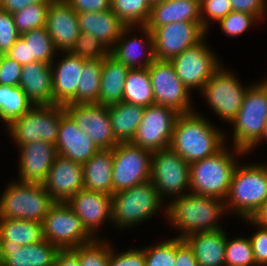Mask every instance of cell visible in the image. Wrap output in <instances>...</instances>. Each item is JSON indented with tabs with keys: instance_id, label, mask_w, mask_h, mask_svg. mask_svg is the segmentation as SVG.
I'll list each match as a JSON object with an SVG mask.
<instances>
[{
	"instance_id": "49",
	"label": "cell",
	"mask_w": 267,
	"mask_h": 266,
	"mask_svg": "<svg viewBox=\"0 0 267 266\" xmlns=\"http://www.w3.org/2000/svg\"><path fill=\"white\" fill-rule=\"evenodd\" d=\"M260 229L250 237L253 257L256 266H267V228L258 226Z\"/></svg>"
},
{
	"instance_id": "21",
	"label": "cell",
	"mask_w": 267,
	"mask_h": 266,
	"mask_svg": "<svg viewBox=\"0 0 267 266\" xmlns=\"http://www.w3.org/2000/svg\"><path fill=\"white\" fill-rule=\"evenodd\" d=\"M19 182L43 183L57 156L55 145L35 141L19 147Z\"/></svg>"
},
{
	"instance_id": "25",
	"label": "cell",
	"mask_w": 267,
	"mask_h": 266,
	"mask_svg": "<svg viewBox=\"0 0 267 266\" xmlns=\"http://www.w3.org/2000/svg\"><path fill=\"white\" fill-rule=\"evenodd\" d=\"M19 86L33 105L53 104L51 64L35 61L23 65Z\"/></svg>"
},
{
	"instance_id": "29",
	"label": "cell",
	"mask_w": 267,
	"mask_h": 266,
	"mask_svg": "<svg viewBox=\"0 0 267 266\" xmlns=\"http://www.w3.org/2000/svg\"><path fill=\"white\" fill-rule=\"evenodd\" d=\"M183 21L201 22L200 0H167L154 3L146 27Z\"/></svg>"
},
{
	"instance_id": "3",
	"label": "cell",
	"mask_w": 267,
	"mask_h": 266,
	"mask_svg": "<svg viewBox=\"0 0 267 266\" xmlns=\"http://www.w3.org/2000/svg\"><path fill=\"white\" fill-rule=\"evenodd\" d=\"M267 121V80L248 86L235 119L233 145L238 154H247L260 143Z\"/></svg>"
},
{
	"instance_id": "5",
	"label": "cell",
	"mask_w": 267,
	"mask_h": 266,
	"mask_svg": "<svg viewBox=\"0 0 267 266\" xmlns=\"http://www.w3.org/2000/svg\"><path fill=\"white\" fill-rule=\"evenodd\" d=\"M228 151L224 146L214 155L190 164L192 193L225 200L238 157Z\"/></svg>"
},
{
	"instance_id": "32",
	"label": "cell",
	"mask_w": 267,
	"mask_h": 266,
	"mask_svg": "<svg viewBox=\"0 0 267 266\" xmlns=\"http://www.w3.org/2000/svg\"><path fill=\"white\" fill-rule=\"evenodd\" d=\"M144 111L145 107L128 102L108 106L112 133L118 143L133 140Z\"/></svg>"
},
{
	"instance_id": "22",
	"label": "cell",
	"mask_w": 267,
	"mask_h": 266,
	"mask_svg": "<svg viewBox=\"0 0 267 266\" xmlns=\"http://www.w3.org/2000/svg\"><path fill=\"white\" fill-rule=\"evenodd\" d=\"M57 155L84 164L99 151L89 136L65 113L60 120L55 144Z\"/></svg>"
},
{
	"instance_id": "52",
	"label": "cell",
	"mask_w": 267,
	"mask_h": 266,
	"mask_svg": "<svg viewBox=\"0 0 267 266\" xmlns=\"http://www.w3.org/2000/svg\"><path fill=\"white\" fill-rule=\"evenodd\" d=\"M175 266H198L193 249L181 238L176 237Z\"/></svg>"
},
{
	"instance_id": "40",
	"label": "cell",
	"mask_w": 267,
	"mask_h": 266,
	"mask_svg": "<svg viewBox=\"0 0 267 266\" xmlns=\"http://www.w3.org/2000/svg\"><path fill=\"white\" fill-rule=\"evenodd\" d=\"M103 241L95 238L71 249L78 256L81 266H109L110 244Z\"/></svg>"
},
{
	"instance_id": "48",
	"label": "cell",
	"mask_w": 267,
	"mask_h": 266,
	"mask_svg": "<svg viewBox=\"0 0 267 266\" xmlns=\"http://www.w3.org/2000/svg\"><path fill=\"white\" fill-rule=\"evenodd\" d=\"M118 254V255H117ZM110 247L109 266H145V248L117 253Z\"/></svg>"
},
{
	"instance_id": "58",
	"label": "cell",
	"mask_w": 267,
	"mask_h": 266,
	"mask_svg": "<svg viewBox=\"0 0 267 266\" xmlns=\"http://www.w3.org/2000/svg\"><path fill=\"white\" fill-rule=\"evenodd\" d=\"M161 1H167V0H151V2L154 4V3H157V2H161Z\"/></svg>"
},
{
	"instance_id": "24",
	"label": "cell",
	"mask_w": 267,
	"mask_h": 266,
	"mask_svg": "<svg viewBox=\"0 0 267 266\" xmlns=\"http://www.w3.org/2000/svg\"><path fill=\"white\" fill-rule=\"evenodd\" d=\"M131 28L132 26H126L123 29L120 37L109 50V53L129 69L147 68L155 60L152 32L146 26H139L145 37L137 38V36L134 35L132 38L130 37V39L126 38ZM144 38L146 42L143 41ZM144 48L146 50L148 49L146 54L141 52V49L144 50ZM145 55H147V57ZM140 56H145L143 59L144 61H141Z\"/></svg>"
},
{
	"instance_id": "41",
	"label": "cell",
	"mask_w": 267,
	"mask_h": 266,
	"mask_svg": "<svg viewBox=\"0 0 267 266\" xmlns=\"http://www.w3.org/2000/svg\"><path fill=\"white\" fill-rule=\"evenodd\" d=\"M255 266L249 237L228 239L225 247V266Z\"/></svg>"
},
{
	"instance_id": "39",
	"label": "cell",
	"mask_w": 267,
	"mask_h": 266,
	"mask_svg": "<svg viewBox=\"0 0 267 266\" xmlns=\"http://www.w3.org/2000/svg\"><path fill=\"white\" fill-rule=\"evenodd\" d=\"M48 7L49 2H42L13 13L18 34L22 35L32 29L46 26Z\"/></svg>"
},
{
	"instance_id": "12",
	"label": "cell",
	"mask_w": 267,
	"mask_h": 266,
	"mask_svg": "<svg viewBox=\"0 0 267 266\" xmlns=\"http://www.w3.org/2000/svg\"><path fill=\"white\" fill-rule=\"evenodd\" d=\"M219 67L203 86L201 92L217 115L231 123L242 107L248 87H243L228 69Z\"/></svg>"
},
{
	"instance_id": "44",
	"label": "cell",
	"mask_w": 267,
	"mask_h": 266,
	"mask_svg": "<svg viewBox=\"0 0 267 266\" xmlns=\"http://www.w3.org/2000/svg\"><path fill=\"white\" fill-rule=\"evenodd\" d=\"M258 19L249 13L232 10L219 21L222 31L228 36H239L249 29Z\"/></svg>"
},
{
	"instance_id": "18",
	"label": "cell",
	"mask_w": 267,
	"mask_h": 266,
	"mask_svg": "<svg viewBox=\"0 0 267 266\" xmlns=\"http://www.w3.org/2000/svg\"><path fill=\"white\" fill-rule=\"evenodd\" d=\"M43 186L55 202H66L84 188L83 164L57 155Z\"/></svg>"
},
{
	"instance_id": "33",
	"label": "cell",
	"mask_w": 267,
	"mask_h": 266,
	"mask_svg": "<svg viewBox=\"0 0 267 266\" xmlns=\"http://www.w3.org/2000/svg\"><path fill=\"white\" fill-rule=\"evenodd\" d=\"M42 240V223L0 217V246H26Z\"/></svg>"
},
{
	"instance_id": "36",
	"label": "cell",
	"mask_w": 267,
	"mask_h": 266,
	"mask_svg": "<svg viewBox=\"0 0 267 266\" xmlns=\"http://www.w3.org/2000/svg\"><path fill=\"white\" fill-rule=\"evenodd\" d=\"M103 60H84L76 91V104L97 103Z\"/></svg>"
},
{
	"instance_id": "45",
	"label": "cell",
	"mask_w": 267,
	"mask_h": 266,
	"mask_svg": "<svg viewBox=\"0 0 267 266\" xmlns=\"http://www.w3.org/2000/svg\"><path fill=\"white\" fill-rule=\"evenodd\" d=\"M200 6L201 25L206 31H208L209 19L219 22L232 11L230 0H200Z\"/></svg>"
},
{
	"instance_id": "38",
	"label": "cell",
	"mask_w": 267,
	"mask_h": 266,
	"mask_svg": "<svg viewBox=\"0 0 267 266\" xmlns=\"http://www.w3.org/2000/svg\"><path fill=\"white\" fill-rule=\"evenodd\" d=\"M20 37L28 44L29 63L39 61L51 64L57 52L46 26L32 29Z\"/></svg>"
},
{
	"instance_id": "4",
	"label": "cell",
	"mask_w": 267,
	"mask_h": 266,
	"mask_svg": "<svg viewBox=\"0 0 267 266\" xmlns=\"http://www.w3.org/2000/svg\"><path fill=\"white\" fill-rule=\"evenodd\" d=\"M266 200L267 165L237 164L224 200L225 209H232L243 219L251 218Z\"/></svg>"
},
{
	"instance_id": "30",
	"label": "cell",
	"mask_w": 267,
	"mask_h": 266,
	"mask_svg": "<svg viewBox=\"0 0 267 266\" xmlns=\"http://www.w3.org/2000/svg\"><path fill=\"white\" fill-rule=\"evenodd\" d=\"M129 70L110 53L103 59L97 104L109 106L123 102L126 76Z\"/></svg>"
},
{
	"instance_id": "53",
	"label": "cell",
	"mask_w": 267,
	"mask_h": 266,
	"mask_svg": "<svg viewBox=\"0 0 267 266\" xmlns=\"http://www.w3.org/2000/svg\"><path fill=\"white\" fill-rule=\"evenodd\" d=\"M6 55L22 66L26 65L29 63L28 44H26L25 41L19 37Z\"/></svg>"
},
{
	"instance_id": "46",
	"label": "cell",
	"mask_w": 267,
	"mask_h": 266,
	"mask_svg": "<svg viewBox=\"0 0 267 266\" xmlns=\"http://www.w3.org/2000/svg\"><path fill=\"white\" fill-rule=\"evenodd\" d=\"M19 37L13 15L0 8V54H6Z\"/></svg>"
},
{
	"instance_id": "7",
	"label": "cell",
	"mask_w": 267,
	"mask_h": 266,
	"mask_svg": "<svg viewBox=\"0 0 267 266\" xmlns=\"http://www.w3.org/2000/svg\"><path fill=\"white\" fill-rule=\"evenodd\" d=\"M162 200L149 180L111 195L112 222L118 228L131 227L154 216ZM161 206V207H160Z\"/></svg>"
},
{
	"instance_id": "27",
	"label": "cell",
	"mask_w": 267,
	"mask_h": 266,
	"mask_svg": "<svg viewBox=\"0 0 267 266\" xmlns=\"http://www.w3.org/2000/svg\"><path fill=\"white\" fill-rule=\"evenodd\" d=\"M81 32H88L109 50L114 46L126 25L109 10L77 13Z\"/></svg>"
},
{
	"instance_id": "28",
	"label": "cell",
	"mask_w": 267,
	"mask_h": 266,
	"mask_svg": "<svg viewBox=\"0 0 267 266\" xmlns=\"http://www.w3.org/2000/svg\"><path fill=\"white\" fill-rule=\"evenodd\" d=\"M184 240L193 249L198 266H225L227 236L223 229L193 233Z\"/></svg>"
},
{
	"instance_id": "37",
	"label": "cell",
	"mask_w": 267,
	"mask_h": 266,
	"mask_svg": "<svg viewBox=\"0 0 267 266\" xmlns=\"http://www.w3.org/2000/svg\"><path fill=\"white\" fill-rule=\"evenodd\" d=\"M153 3L151 0H111V10L126 25L146 26Z\"/></svg>"
},
{
	"instance_id": "1",
	"label": "cell",
	"mask_w": 267,
	"mask_h": 266,
	"mask_svg": "<svg viewBox=\"0 0 267 266\" xmlns=\"http://www.w3.org/2000/svg\"><path fill=\"white\" fill-rule=\"evenodd\" d=\"M224 134L201 114H180L175 123L170 148L188 164L210 157L224 147Z\"/></svg>"
},
{
	"instance_id": "56",
	"label": "cell",
	"mask_w": 267,
	"mask_h": 266,
	"mask_svg": "<svg viewBox=\"0 0 267 266\" xmlns=\"http://www.w3.org/2000/svg\"><path fill=\"white\" fill-rule=\"evenodd\" d=\"M246 220L249 221V223H253L255 226L267 228V200L259 207L251 218H246Z\"/></svg>"
},
{
	"instance_id": "57",
	"label": "cell",
	"mask_w": 267,
	"mask_h": 266,
	"mask_svg": "<svg viewBox=\"0 0 267 266\" xmlns=\"http://www.w3.org/2000/svg\"><path fill=\"white\" fill-rule=\"evenodd\" d=\"M266 139L267 140V121H266V123H265V127H264V132H263V137H262V139Z\"/></svg>"
},
{
	"instance_id": "15",
	"label": "cell",
	"mask_w": 267,
	"mask_h": 266,
	"mask_svg": "<svg viewBox=\"0 0 267 266\" xmlns=\"http://www.w3.org/2000/svg\"><path fill=\"white\" fill-rule=\"evenodd\" d=\"M147 28L152 32L155 59L167 61L195 46L208 33L201 22L183 21Z\"/></svg>"
},
{
	"instance_id": "10",
	"label": "cell",
	"mask_w": 267,
	"mask_h": 266,
	"mask_svg": "<svg viewBox=\"0 0 267 266\" xmlns=\"http://www.w3.org/2000/svg\"><path fill=\"white\" fill-rule=\"evenodd\" d=\"M152 153L131 142L113 148L112 194L150 180Z\"/></svg>"
},
{
	"instance_id": "19",
	"label": "cell",
	"mask_w": 267,
	"mask_h": 266,
	"mask_svg": "<svg viewBox=\"0 0 267 266\" xmlns=\"http://www.w3.org/2000/svg\"><path fill=\"white\" fill-rule=\"evenodd\" d=\"M46 29L58 52L71 50L81 31L77 13L66 0H50Z\"/></svg>"
},
{
	"instance_id": "23",
	"label": "cell",
	"mask_w": 267,
	"mask_h": 266,
	"mask_svg": "<svg viewBox=\"0 0 267 266\" xmlns=\"http://www.w3.org/2000/svg\"><path fill=\"white\" fill-rule=\"evenodd\" d=\"M66 53L56 66L51 63L53 104L62 106L76 104V91L84 65V59Z\"/></svg>"
},
{
	"instance_id": "47",
	"label": "cell",
	"mask_w": 267,
	"mask_h": 266,
	"mask_svg": "<svg viewBox=\"0 0 267 266\" xmlns=\"http://www.w3.org/2000/svg\"><path fill=\"white\" fill-rule=\"evenodd\" d=\"M22 65L6 54H0V85L18 86Z\"/></svg>"
},
{
	"instance_id": "54",
	"label": "cell",
	"mask_w": 267,
	"mask_h": 266,
	"mask_svg": "<svg viewBox=\"0 0 267 266\" xmlns=\"http://www.w3.org/2000/svg\"><path fill=\"white\" fill-rule=\"evenodd\" d=\"M42 2H50V0H2L0 3V8L4 11H8L9 13L13 14L30 5Z\"/></svg>"
},
{
	"instance_id": "17",
	"label": "cell",
	"mask_w": 267,
	"mask_h": 266,
	"mask_svg": "<svg viewBox=\"0 0 267 266\" xmlns=\"http://www.w3.org/2000/svg\"><path fill=\"white\" fill-rule=\"evenodd\" d=\"M64 109L99 150L113 149L118 144L112 133L108 106L97 103L68 104Z\"/></svg>"
},
{
	"instance_id": "20",
	"label": "cell",
	"mask_w": 267,
	"mask_h": 266,
	"mask_svg": "<svg viewBox=\"0 0 267 266\" xmlns=\"http://www.w3.org/2000/svg\"><path fill=\"white\" fill-rule=\"evenodd\" d=\"M66 203L93 237L104 221H112L111 195L83 188Z\"/></svg>"
},
{
	"instance_id": "35",
	"label": "cell",
	"mask_w": 267,
	"mask_h": 266,
	"mask_svg": "<svg viewBox=\"0 0 267 266\" xmlns=\"http://www.w3.org/2000/svg\"><path fill=\"white\" fill-rule=\"evenodd\" d=\"M33 106L19 85H0V118L7 126Z\"/></svg>"
},
{
	"instance_id": "31",
	"label": "cell",
	"mask_w": 267,
	"mask_h": 266,
	"mask_svg": "<svg viewBox=\"0 0 267 266\" xmlns=\"http://www.w3.org/2000/svg\"><path fill=\"white\" fill-rule=\"evenodd\" d=\"M113 149H100L83 164L84 188L112 195Z\"/></svg>"
},
{
	"instance_id": "50",
	"label": "cell",
	"mask_w": 267,
	"mask_h": 266,
	"mask_svg": "<svg viewBox=\"0 0 267 266\" xmlns=\"http://www.w3.org/2000/svg\"><path fill=\"white\" fill-rule=\"evenodd\" d=\"M232 10L246 12L254 15L258 20L260 17L263 18L266 12V1L265 0H230Z\"/></svg>"
},
{
	"instance_id": "14",
	"label": "cell",
	"mask_w": 267,
	"mask_h": 266,
	"mask_svg": "<svg viewBox=\"0 0 267 266\" xmlns=\"http://www.w3.org/2000/svg\"><path fill=\"white\" fill-rule=\"evenodd\" d=\"M179 115L174 109L160 104L145 107L142 121L131 143L152 152L170 148Z\"/></svg>"
},
{
	"instance_id": "13",
	"label": "cell",
	"mask_w": 267,
	"mask_h": 266,
	"mask_svg": "<svg viewBox=\"0 0 267 266\" xmlns=\"http://www.w3.org/2000/svg\"><path fill=\"white\" fill-rule=\"evenodd\" d=\"M147 69L155 104L170 107L179 114L194 112L190 91L176 75L171 61L155 59Z\"/></svg>"
},
{
	"instance_id": "26",
	"label": "cell",
	"mask_w": 267,
	"mask_h": 266,
	"mask_svg": "<svg viewBox=\"0 0 267 266\" xmlns=\"http://www.w3.org/2000/svg\"><path fill=\"white\" fill-rule=\"evenodd\" d=\"M59 249L43 239L26 246H0L1 266H53Z\"/></svg>"
},
{
	"instance_id": "43",
	"label": "cell",
	"mask_w": 267,
	"mask_h": 266,
	"mask_svg": "<svg viewBox=\"0 0 267 266\" xmlns=\"http://www.w3.org/2000/svg\"><path fill=\"white\" fill-rule=\"evenodd\" d=\"M145 266H175L176 237L145 248Z\"/></svg>"
},
{
	"instance_id": "34",
	"label": "cell",
	"mask_w": 267,
	"mask_h": 266,
	"mask_svg": "<svg viewBox=\"0 0 267 266\" xmlns=\"http://www.w3.org/2000/svg\"><path fill=\"white\" fill-rule=\"evenodd\" d=\"M123 102L143 107L154 104L151 79L147 68L129 70L126 76Z\"/></svg>"
},
{
	"instance_id": "55",
	"label": "cell",
	"mask_w": 267,
	"mask_h": 266,
	"mask_svg": "<svg viewBox=\"0 0 267 266\" xmlns=\"http://www.w3.org/2000/svg\"><path fill=\"white\" fill-rule=\"evenodd\" d=\"M53 266H81L78 256L71 250H59Z\"/></svg>"
},
{
	"instance_id": "8",
	"label": "cell",
	"mask_w": 267,
	"mask_h": 266,
	"mask_svg": "<svg viewBox=\"0 0 267 266\" xmlns=\"http://www.w3.org/2000/svg\"><path fill=\"white\" fill-rule=\"evenodd\" d=\"M65 113L62 105H34L6 127L19 147L35 141H45L55 145L60 120Z\"/></svg>"
},
{
	"instance_id": "42",
	"label": "cell",
	"mask_w": 267,
	"mask_h": 266,
	"mask_svg": "<svg viewBox=\"0 0 267 266\" xmlns=\"http://www.w3.org/2000/svg\"><path fill=\"white\" fill-rule=\"evenodd\" d=\"M69 52L84 60H103L109 49L90 33L80 32Z\"/></svg>"
},
{
	"instance_id": "16",
	"label": "cell",
	"mask_w": 267,
	"mask_h": 266,
	"mask_svg": "<svg viewBox=\"0 0 267 266\" xmlns=\"http://www.w3.org/2000/svg\"><path fill=\"white\" fill-rule=\"evenodd\" d=\"M204 40L170 60L176 75L189 91L194 88L201 91L205 83L221 66L220 60L218 61Z\"/></svg>"
},
{
	"instance_id": "6",
	"label": "cell",
	"mask_w": 267,
	"mask_h": 266,
	"mask_svg": "<svg viewBox=\"0 0 267 266\" xmlns=\"http://www.w3.org/2000/svg\"><path fill=\"white\" fill-rule=\"evenodd\" d=\"M54 203L43 183H10L0 197V217L42 223Z\"/></svg>"
},
{
	"instance_id": "11",
	"label": "cell",
	"mask_w": 267,
	"mask_h": 266,
	"mask_svg": "<svg viewBox=\"0 0 267 266\" xmlns=\"http://www.w3.org/2000/svg\"><path fill=\"white\" fill-rule=\"evenodd\" d=\"M150 181L162 200L166 194L183 196L185 190L190 191V164L171 148L154 151Z\"/></svg>"
},
{
	"instance_id": "2",
	"label": "cell",
	"mask_w": 267,
	"mask_h": 266,
	"mask_svg": "<svg viewBox=\"0 0 267 266\" xmlns=\"http://www.w3.org/2000/svg\"><path fill=\"white\" fill-rule=\"evenodd\" d=\"M166 207L165 215L167 214L169 221L176 229L178 227L183 231L178 238L184 239L193 233L222 229L218 225V218L226 209L220 198L187 192L174 198Z\"/></svg>"
},
{
	"instance_id": "9",
	"label": "cell",
	"mask_w": 267,
	"mask_h": 266,
	"mask_svg": "<svg viewBox=\"0 0 267 266\" xmlns=\"http://www.w3.org/2000/svg\"><path fill=\"white\" fill-rule=\"evenodd\" d=\"M43 239L59 250L87 244L95 239L66 202H55L42 222Z\"/></svg>"
},
{
	"instance_id": "51",
	"label": "cell",
	"mask_w": 267,
	"mask_h": 266,
	"mask_svg": "<svg viewBox=\"0 0 267 266\" xmlns=\"http://www.w3.org/2000/svg\"><path fill=\"white\" fill-rule=\"evenodd\" d=\"M76 13L111 9V0H66Z\"/></svg>"
}]
</instances>
